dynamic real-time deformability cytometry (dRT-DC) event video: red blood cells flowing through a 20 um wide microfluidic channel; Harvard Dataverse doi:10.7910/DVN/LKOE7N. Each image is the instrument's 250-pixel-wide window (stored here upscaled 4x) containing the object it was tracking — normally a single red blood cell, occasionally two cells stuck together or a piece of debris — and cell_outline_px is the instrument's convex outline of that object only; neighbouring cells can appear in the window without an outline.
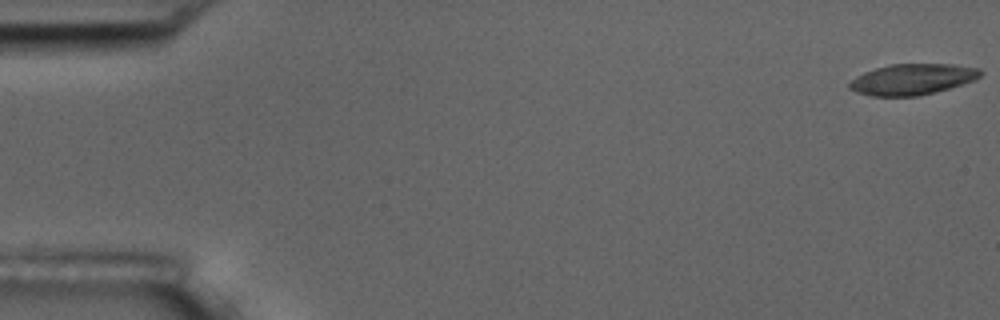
{"species": "common noctule bat (a hibernating species)", "species_latin": "Nyctalus noctula", "temperature_condition": "room temperature", "stored_images_in_passage": 9, "camera_frame_rate_fps": 3000, "um_per_image_px": 0.085, "animal": {"sex": "male", "body_mass_g": 17.5, "forearm_length_mm": 52.3}, "frame": {"image": 1, "passage_image": 1, "time_ms": 0.0, "image_size_px": [1000, 320], "cell_outline_px": [[984, 72], [976, 80], [948, 88], [916, 96], [872, 96], [856, 92], [848, 88], [848, 84], [856, 76], [864, 72], [888, 64], [952, 64], [980, 68]], "centroid_in_image_um": [77.55, 6.73], "position_along_channel_um": 7.4, "area_um2": 23.58}}
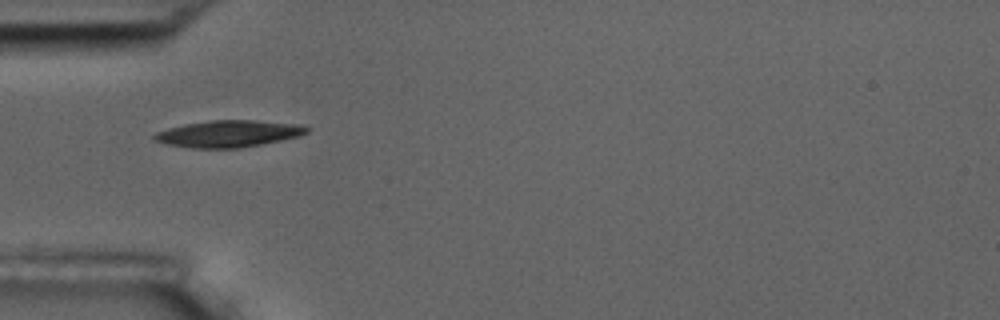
{"frame": {"image": 2, "passage_image": 6, "time_ms": 5.667, "image_size_px": [1000, 320], "cell_outline_px": [[308, 132], [300, 136], [240, 148], [192, 148], [168, 144], [152, 140], [152, 136], [156, 132], [168, 128], [184, 124], [208, 120], [252, 120], [300, 124], [308, 128]], "centroid_in_image_um": [19.39, 11.36], "position_along_channel_um": 65.6, "area_um2": 23.76}}
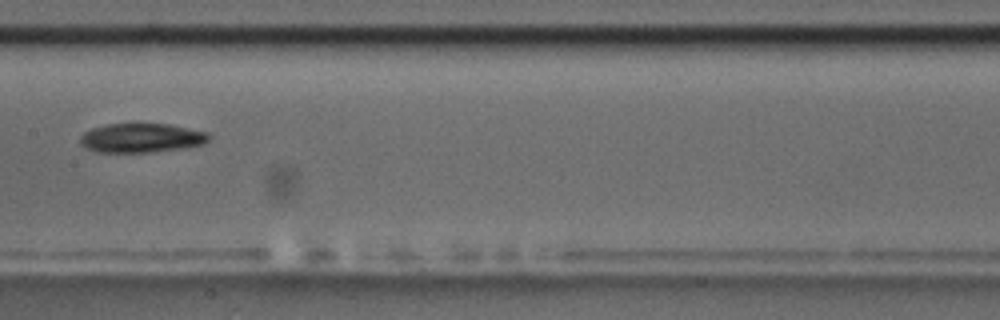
{"frame": {"image": 3, "passage_image": 9, "time_ms": 9.333, "image_size_px": [1000, 320], "cell_outline_px": [[212, 136], [204, 144], [184, 148], [148, 152], [96, 152], [84, 148], [80, 144], [80, 136], [84, 132], [92, 128], [108, 124], [168, 124], [208, 132]], "centroid_in_image_um": [12.01, 11.73], "position_along_channel_um": 195.4, "area_um2": 21.96}}